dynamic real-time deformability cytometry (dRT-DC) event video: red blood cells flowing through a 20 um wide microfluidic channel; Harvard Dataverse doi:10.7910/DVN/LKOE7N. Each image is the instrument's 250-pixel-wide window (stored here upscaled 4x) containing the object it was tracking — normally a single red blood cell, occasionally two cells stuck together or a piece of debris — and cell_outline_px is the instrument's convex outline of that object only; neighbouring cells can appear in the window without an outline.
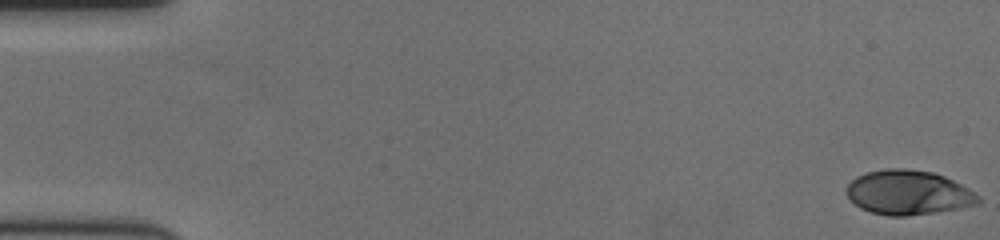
{"species": "human", "species_latin": "Homo sapiens", "temperature_condition": "cold", "stored_images_in_passage": 59, "camera_frame_rate_fps": 3000, "um_per_image_px": 0.085, "donor": {"sex": "female"}, "frame": {"image": 1, "passage_image": 1, "time_ms": 0.0, "image_size_px": [1000, 240], "cell_outline_px": [[980, 204], [960, 208], [936, 212], [908, 216], [888, 216], [872, 212], [860, 208], [844, 192], [848, 184], [856, 176], [868, 172], [888, 168], [904, 168], [932, 172], [944, 176], [968, 188], [980, 196]], "centroid_in_image_um": [77.21, 16.37], "position_along_channel_um": 7.8, "area_um2": 34.16}}
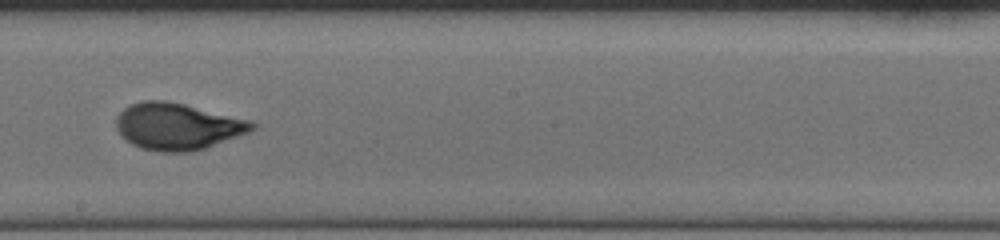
{"frame": {"image": 2, "passage_image": 34, "time_ms": 11.0, "image_size_px": [1000, 240], "cell_outline_px": [[256, 128], [248, 132], [204, 148], [188, 152], [160, 152], [140, 148], [132, 144], [120, 136], [116, 128], [116, 116], [128, 104], [144, 100], [164, 100], [184, 104], [252, 120], [256, 124]], "centroid_in_image_um": [15.05, 10.73], "position_along_channel_um": 233.2, "area_um2": 37.11}}
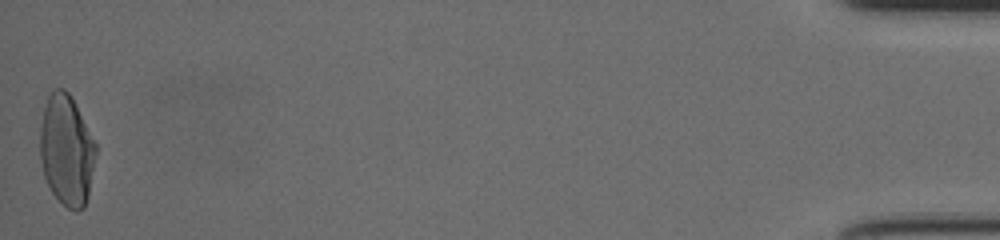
{"frame": {"image": 3, "passage_image": 59, "time_ms": 19.333, "image_size_px": [1000, 240], "cell_outline_px": [[96, 152], [88, 196], [84, 208], [76, 212], [68, 208], [52, 192], [44, 176], [40, 160], [40, 128], [44, 108], [48, 96], [56, 88], [64, 88], [72, 96], [96, 144]], "centroid_in_image_um": [5.66, 12.76], "position_along_channel_um": 429.5, "area_um2": 35.89}, "authors_computed_cell_mechanics": {"area_um2": 35.4314, "velocity_mm_per_s": 3.522, "shape_relaxation_time_tau1_ms": 4.6047, "shape_relaxation_time_tau2_ms": null, "deformation_change_tau1": 0.1991, "deformation_change_tau2": null}}